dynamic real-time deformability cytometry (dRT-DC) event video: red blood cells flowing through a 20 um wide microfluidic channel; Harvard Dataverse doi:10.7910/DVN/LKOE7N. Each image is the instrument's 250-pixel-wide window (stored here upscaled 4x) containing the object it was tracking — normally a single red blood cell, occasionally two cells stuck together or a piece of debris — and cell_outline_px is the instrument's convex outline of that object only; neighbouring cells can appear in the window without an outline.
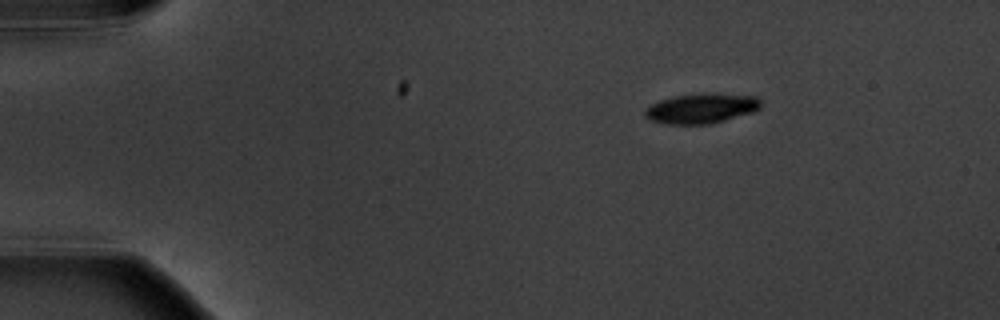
{"species": "common noctule bat (a hibernating species)", "species_latin": "Nyctalus noctula", "temperature_condition": "warm", "stored_images_in_passage": 5, "camera_frame_rate_fps": 3000, "um_per_image_px": 0.085, "animal": {"sex": "male", "body_mass_g": 20.1, "forearm_length_mm": 53.5}, "frame": {"image": 1, "passage_image": 1, "time_ms": 0.0, "image_size_px": [1000, 320], "cell_outline_px": [[764, 104], [756, 112], [708, 124], [668, 124], [652, 120], [644, 116], [644, 112], [652, 104], [660, 100], [676, 96], [704, 92], [756, 96]], "centroid_in_image_um": [59.69, 9.2], "position_along_channel_um": 25.3, "area_um2": 20.35}}
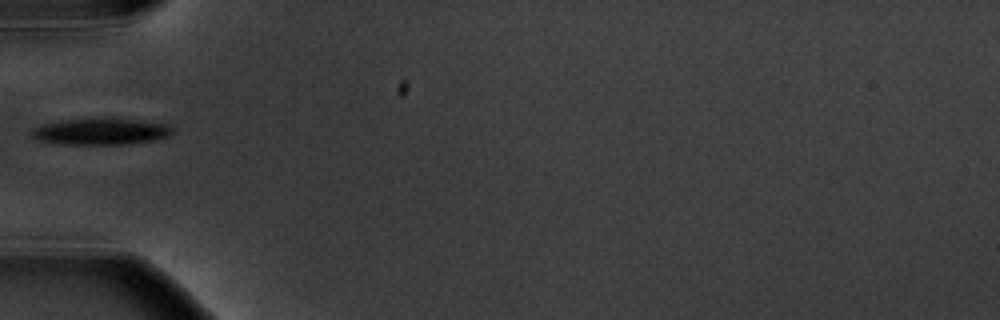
{"frame": {"image": 2, "passage_image": 4, "time_ms": 3.667, "image_size_px": [1000, 320], "cell_outline_px": [[172, 132], [168, 136], [152, 140], [120, 144], [64, 144], [36, 140], [32, 136], [32, 128], [44, 124], [60, 120], [140, 120], [168, 124], [172, 128]], "centroid_in_image_um": [8.54, 11.2], "position_along_channel_um": 76.5, "area_um2": 20.92}}